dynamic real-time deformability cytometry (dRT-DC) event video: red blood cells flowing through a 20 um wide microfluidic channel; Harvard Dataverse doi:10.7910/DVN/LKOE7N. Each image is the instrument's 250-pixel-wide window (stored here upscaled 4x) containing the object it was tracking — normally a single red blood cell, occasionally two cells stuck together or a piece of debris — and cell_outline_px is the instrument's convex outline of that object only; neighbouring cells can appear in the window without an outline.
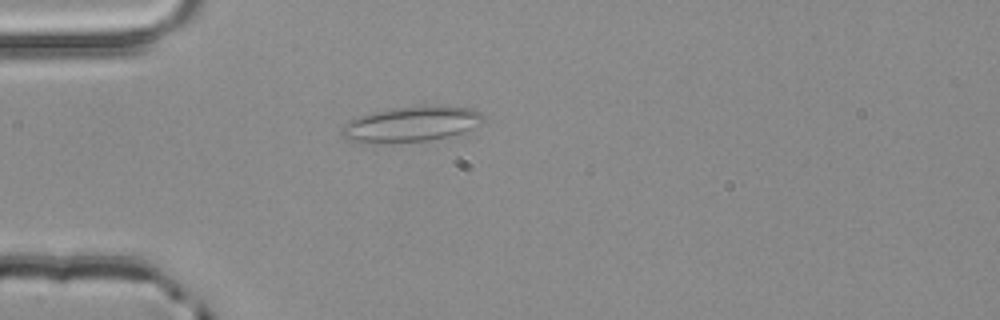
{"species": "common noctule bat (a hibernating species)", "species_latin": "Nyctalus noctula", "temperature_condition": "room temperature", "stored_images_in_passage": 4, "camera_frame_rate_fps": 3000, "um_per_image_px": 0.085, "animal": {"sex": "male", "body_mass_g": 20.4}, "frame": {"image": 1, "passage_image": 4, "time_ms": 1.0, "image_size_px": [1000, 320], "cell_outline_px": [[484, 120], [480, 124], [464, 136], [428, 140], [372, 144], [360, 144], [348, 140], [340, 136], [340, 128], [348, 120], [356, 116], [372, 112], [392, 108], [424, 104], [440, 104], [472, 108], [480, 112], [484, 116]], "centroid_in_image_um": [34.98, 10.55], "position_along_channel_um": 50.0, "area_um2": 30.92}}